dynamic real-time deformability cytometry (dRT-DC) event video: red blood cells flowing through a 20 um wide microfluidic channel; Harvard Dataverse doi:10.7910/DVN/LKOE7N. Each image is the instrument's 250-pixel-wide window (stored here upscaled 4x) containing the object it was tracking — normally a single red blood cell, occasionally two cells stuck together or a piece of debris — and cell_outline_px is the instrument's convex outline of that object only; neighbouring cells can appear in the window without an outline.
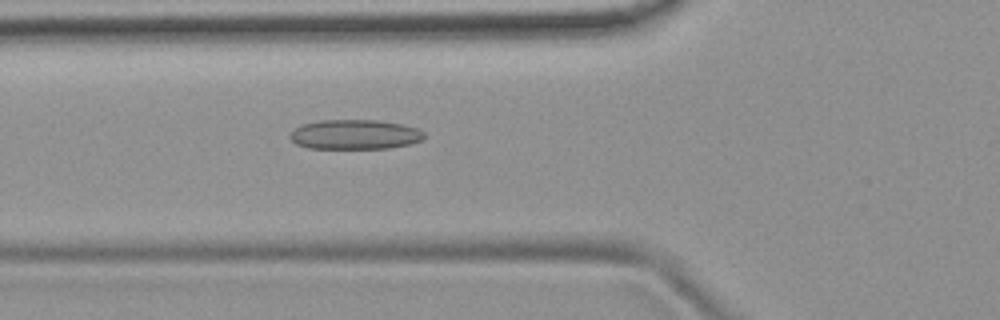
{"species": "common noctule bat (a hibernating species)", "species_latin": "Nyctalus noctula", "temperature_condition": "room temperature", "stored_images_in_passage": 37, "camera_frame_rate_fps": 3000, "um_per_image_px": 0.085, "animal": {"sex": "female", "body_mass_g": 19.9}, "frame": {"image": 1, "passage_image": 4, "time_ms": 1.0, "image_size_px": [1000, 320], "cell_outline_px": [[424, 140], [408, 144], [388, 148], [308, 148], [296, 144], [288, 136], [300, 124], [320, 120], [376, 120], [400, 124], [416, 128], [424, 132]], "centroid_in_image_um": [30.14, 11.43], "position_along_channel_um": 95.7, "area_um2": 23.12}}
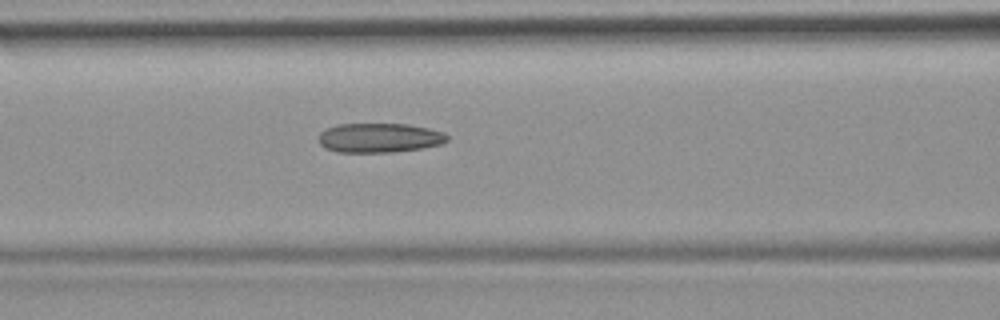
{"frame": {"image": 2, "passage_image": 7, "time_ms": 2.0, "image_size_px": [1000, 320], "cell_outline_px": [[448, 140], [444, 144], [420, 148], [392, 152], [336, 152], [324, 148], [320, 144], [320, 132], [324, 128], [336, 124], [408, 124], [428, 128], [444, 132], [448, 136]], "centroid_in_image_um": [32.24, 11.71], "position_along_channel_um": 134.4, "area_um2": 22.2}}
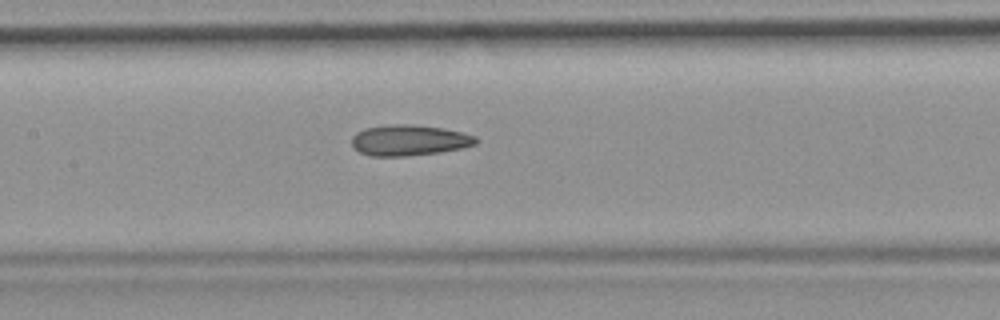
{"frame": {"image": 3, "passage_image": 10, "time_ms": 3.0, "image_size_px": [1000, 320], "cell_outline_px": [[476, 144], [460, 148], [440, 152], [408, 156], [372, 156], [360, 152], [352, 144], [352, 136], [356, 132], [364, 128], [392, 124], [412, 124], [444, 128], [476, 136]], "centroid_in_image_um": [34.76, 11.91], "position_along_channel_um": 172.6, "area_um2": 22.2}, "authors_computed_cell_mechanics": {"area_um2": 21.9062, "velocity_mm_per_s": 3.8255, "shape_relaxation_time_tau1_ms": null, "shape_relaxation_time_tau2_ms": 4.766, "deformation_change_tau1": null, "deformation_change_tau2": 0.1414}}